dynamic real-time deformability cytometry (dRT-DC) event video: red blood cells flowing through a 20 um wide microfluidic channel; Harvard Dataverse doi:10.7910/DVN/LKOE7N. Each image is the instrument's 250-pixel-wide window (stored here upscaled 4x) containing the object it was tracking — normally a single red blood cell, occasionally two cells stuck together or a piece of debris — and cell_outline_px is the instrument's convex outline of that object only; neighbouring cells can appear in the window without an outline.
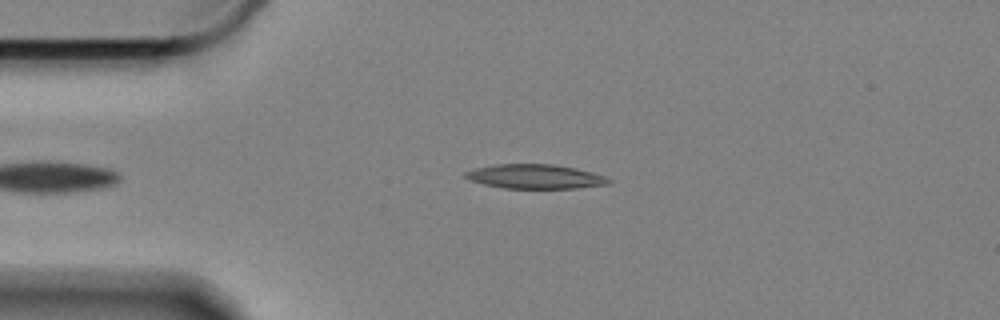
{"species": "Egyptian fruit bat (a non-hibernating species)", "species_latin": "Rousettus aegyptiacus", "temperature_condition": "cold", "stored_images_in_passage": 44, "camera_frame_rate_fps": 3000, "um_per_image_px": 0.085, "animal": {"sex": "female"}, "frame": {"image": 1, "passage_image": 2, "time_ms": 0.333, "image_size_px": [1000, 320], "cell_outline_px": [[612, 180], [608, 184], [576, 188], [504, 188], [484, 184], [472, 180], [464, 176], [464, 172], [476, 168], [496, 164], [552, 164], [576, 168], [592, 172], [604, 176]], "centroid_in_image_um": [45.5, 15.0], "position_along_channel_um": 39.5, "area_um2": 20.11}}
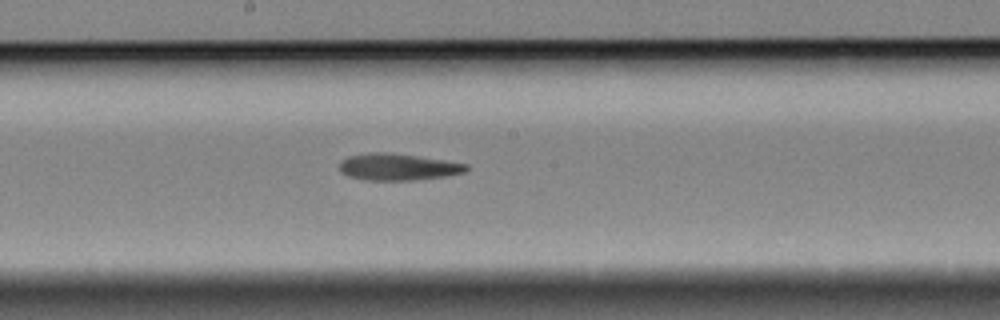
{"frame": {"image": 2, "passage_image": 20, "time_ms": 6.333, "image_size_px": [1000, 320], "cell_outline_px": [[468, 168], [464, 172], [444, 176], [416, 180], [364, 180], [348, 176], [340, 172], [340, 160], [348, 156], [368, 152], [388, 152], [444, 160], [468, 164]], "centroid_in_image_um": [33.77, 14.18], "position_along_channel_um": 214.4, "area_um2": 19.77}}
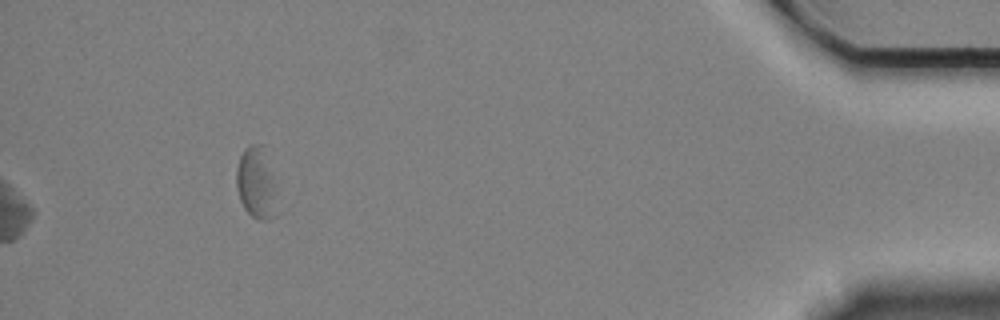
{"frame": {"image": 3, "passage_image": 44, "time_ms": 14.333, "image_size_px": [1000, 320], "cell_outline_px": [[272, 188], [268, 220], [260, 220], [252, 216], [244, 208], [240, 200], [236, 188], [236, 168], [240, 156], [244, 148], [252, 144], [260, 144], [272, 184]], "centroid_in_image_um": [21.6, 15.5], "position_along_channel_um": 413.6, "area_um2": 14.91}, "authors_computed_cell_mechanics": {"area_um2": 20.2878, "velocity_mm_per_s": 3.2794, "shape_relaxation_time_tau1_ms": 4.0375, "shape_relaxation_time_tau2_ms": null, "deformation_change_tau1": 0.0909, "deformation_change_tau2": null}}